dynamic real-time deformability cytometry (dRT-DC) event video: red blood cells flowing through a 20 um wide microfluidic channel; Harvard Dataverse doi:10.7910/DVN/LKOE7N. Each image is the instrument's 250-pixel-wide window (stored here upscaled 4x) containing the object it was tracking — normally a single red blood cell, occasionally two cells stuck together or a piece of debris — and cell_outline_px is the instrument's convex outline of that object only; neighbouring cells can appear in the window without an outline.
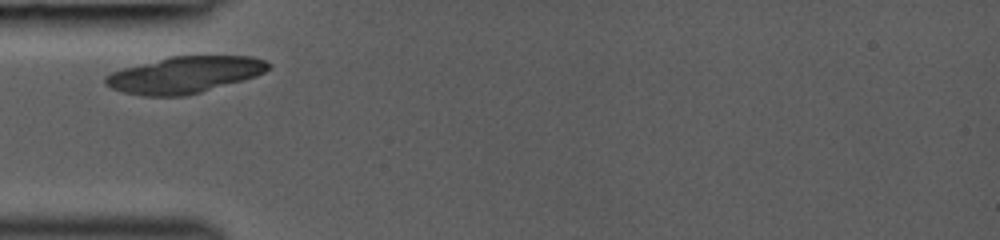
{"species": "common noctule bat (a hibernating species)", "species_latin": "Nyctalus noctula", "temperature_condition": "room temperature", "stored_images_in_passage": 1, "camera_frame_rate_fps": 3000, "um_per_image_px": 0.085, "animal": {"sex": "female", "body_mass_g": 19.0, "forearm_length_mm": 53.3}, "frame": {"image": 1, "passage_image": 1, "time_ms": 0.0, "image_size_px": [1000, 240], "cell_outline_px": [[272, 64], [264, 72], [256, 76], [200, 92], [184, 96], [144, 96], [124, 92], [112, 88], [104, 84], [104, 76], [112, 72], [124, 68], [168, 56], [252, 56], [264, 60]], "centroid_in_image_um": [15.67, 6.35], "position_along_channel_um": 69.3, "area_um2": 34.51}}